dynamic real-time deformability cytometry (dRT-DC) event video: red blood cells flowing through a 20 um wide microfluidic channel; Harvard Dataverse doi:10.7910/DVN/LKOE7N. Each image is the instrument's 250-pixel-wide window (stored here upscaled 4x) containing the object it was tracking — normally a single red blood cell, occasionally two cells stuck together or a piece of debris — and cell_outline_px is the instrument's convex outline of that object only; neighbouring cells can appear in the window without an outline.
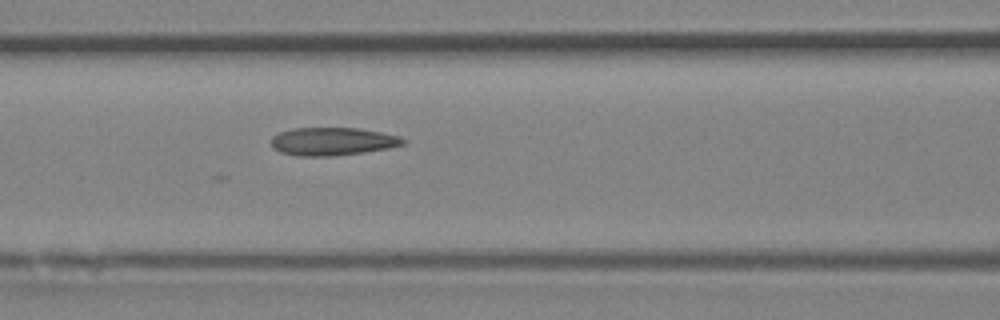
{"species": "Egyptian fruit bat (a non-hibernating species)", "species_latin": "Rousettus aegyptiacus", "temperature_condition": "room temperature", "stored_images_in_passage": 6, "camera_frame_rate_fps": 3000, "um_per_image_px": 0.085, "animal": {"sex": "female"}, "frame": {"image": 1, "passage_image": 6, "time_ms": 1.667, "image_size_px": [1000, 320], "cell_outline_px": [[408, 140], [404, 144], [388, 148], [364, 152], [332, 156], [300, 156], [280, 152], [272, 148], [272, 136], [280, 132], [292, 128], [356, 128], [380, 132], [400, 136]], "centroid_in_image_um": [28.27, 12.02], "position_along_channel_um": 138.3, "area_um2": 21.5}}